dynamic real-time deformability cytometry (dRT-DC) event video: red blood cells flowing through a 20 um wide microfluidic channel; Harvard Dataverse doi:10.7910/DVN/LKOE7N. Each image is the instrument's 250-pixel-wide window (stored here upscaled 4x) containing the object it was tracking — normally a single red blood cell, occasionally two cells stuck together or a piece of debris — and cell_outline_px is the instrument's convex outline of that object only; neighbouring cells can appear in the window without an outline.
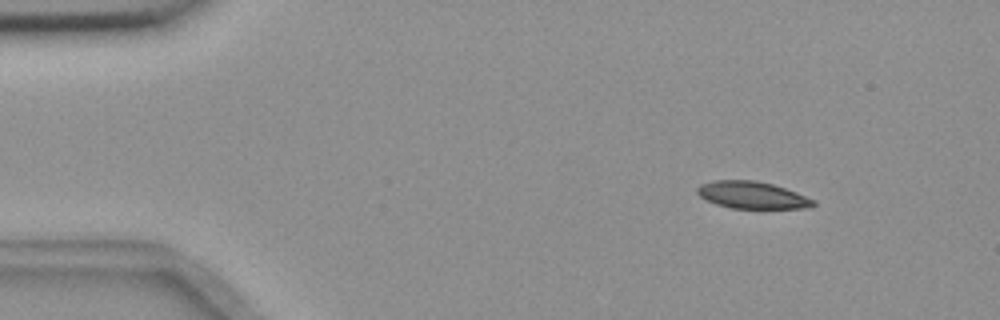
{"species": "common noctule bat (a hibernating species)", "species_latin": "Nyctalus noctula", "temperature_condition": "room temperature", "stored_images_in_passage": 50, "camera_frame_rate_fps": 3000, "um_per_image_px": 0.085, "animal": {"sex": "female", "body_mass_g": 18.4}, "frame": {"image": 1, "passage_image": 1, "time_ms": 0.0, "image_size_px": [1000, 320], "cell_outline_px": [[816, 204], [812, 208], [732, 208], [716, 204], [700, 196], [696, 192], [696, 188], [700, 184], [712, 180], [756, 180], [772, 184], [796, 192], [816, 200]], "centroid_in_image_um": [63.94, 16.58], "position_along_channel_um": 21.1, "area_um2": 18.38}}
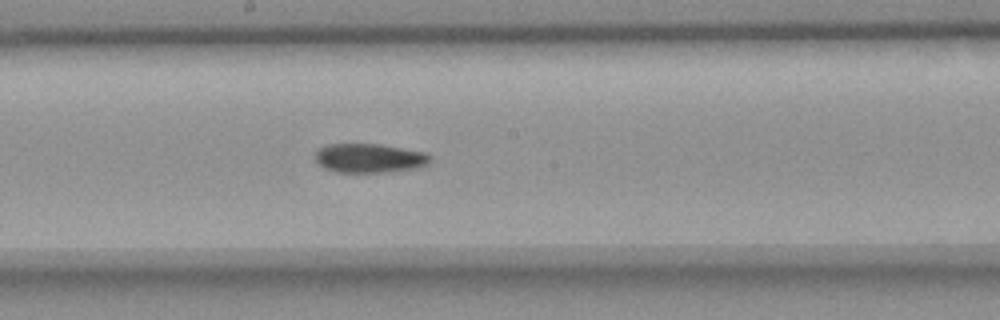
{"frame": {"image": 2, "passage_image": 24, "time_ms": 7.667, "image_size_px": [1000, 320], "cell_outline_px": [[432, 160], [428, 164], [420, 168], [384, 172], [336, 172], [324, 168], [316, 160], [316, 148], [324, 144], [380, 144], [424, 152], [432, 156]], "centroid_in_image_um": [31.41, 13.44], "position_along_channel_um": 216.8, "area_um2": 19.71}}
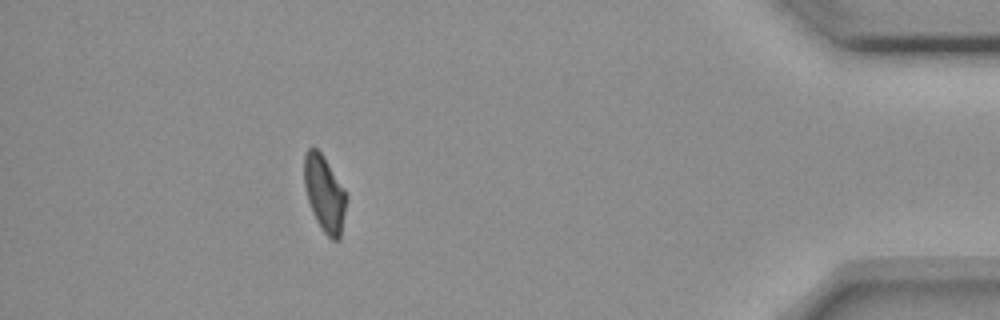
{"frame": {"image": 3, "passage_image": 44, "time_ms": 14.333, "image_size_px": [1000, 320], "cell_outline_px": [[348, 196], [340, 240], [332, 240], [324, 232], [316, 220], [312, 212], [308, 200], [304, 184], [304, 156], [308, 148], [316, 148], [320, 152], [344, 188]], "centroid_in_image_um": [27.59, 16.49], "position_along_channel_um": 407.6, "area_um2": 18.61}, "authors_computed_cell_mechanics": {"area_um2": 19.652, "velocity_mm_per_s": 3.6416, "shape_relaxation_time_tau1_ms": null, "shape_relaxation_time_tau2_ms": 9.7933, "deformation_change_tau1": null, "deformation_change_tau2": 0.1456}}